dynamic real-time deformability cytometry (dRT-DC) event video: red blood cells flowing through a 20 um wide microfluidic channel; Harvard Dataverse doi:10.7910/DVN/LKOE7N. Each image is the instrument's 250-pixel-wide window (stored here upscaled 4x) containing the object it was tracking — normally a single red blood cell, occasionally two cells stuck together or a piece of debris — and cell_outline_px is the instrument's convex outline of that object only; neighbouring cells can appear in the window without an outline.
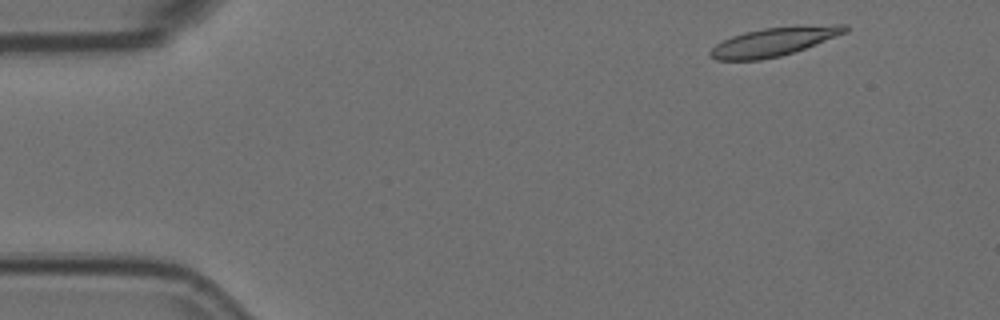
{"species": "Egyptian fruit bat (a non-hibernating species)", "species_latin": "Rousettus aegyptiacus", "temperature_condition": "room temperature", "stored_images_in_passage": 4, "camera_frame_rate_fps": 3000, "um_per_image_px": 0.085, "animal": {"sex": "female"}, "frame": {"image": 1, "passage_image": 1, "time_ms": 0.0, "image_size_px": [1000, 320], "cell_outline_px": [[848, 32], [816, 44], [780, 56], [760, 60], [716, 60], [708, 52], [716, 44], [732, 36], [744, 32], [764, 28], [832, 24], [848, 24]], "centroid_in_image_um": [65.8, 3.54], "position_along_channel_um": 19.2, "area_um2": 22.25}}